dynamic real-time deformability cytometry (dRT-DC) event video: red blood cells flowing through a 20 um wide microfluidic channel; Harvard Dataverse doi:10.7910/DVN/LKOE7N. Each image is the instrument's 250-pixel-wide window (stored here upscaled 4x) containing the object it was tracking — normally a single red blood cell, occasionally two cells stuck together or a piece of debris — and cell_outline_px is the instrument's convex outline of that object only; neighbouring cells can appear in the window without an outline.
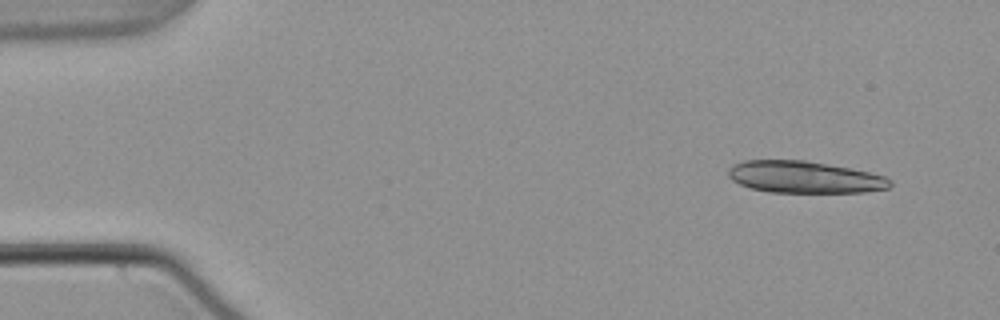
{"species": "common noctule bat (a hibernating species)", "species_latin": "Nyctalus noctula", "temperature_condition": "warm", "stored_images_in_passage": 18, "camera_frame_rate_fps": 3000, "um_per_image_px": 0.085, "animal": {"sex": "male", "body_mass_g": 21.5, "forearm_length_mm": 52.0}, "frame": {"image": 1, "passage_image": 1, "time_ms": 0.0, "image_size_px": [1000, 320], "cell_outline_px": [[892, 184], [888, 188], [864, 192], [768, 192], [752, 188], [740, 184], [732, 180], [728, 176], [728, 168], [732, 164], [744, 160], [804, 160], [848, 168], [868, 172], [884, 176], [892, 180]], "centroid_in_image_um": [68.34, 15.05], "position_along_channel_um": 16.7, "area_um2": 29.94}}